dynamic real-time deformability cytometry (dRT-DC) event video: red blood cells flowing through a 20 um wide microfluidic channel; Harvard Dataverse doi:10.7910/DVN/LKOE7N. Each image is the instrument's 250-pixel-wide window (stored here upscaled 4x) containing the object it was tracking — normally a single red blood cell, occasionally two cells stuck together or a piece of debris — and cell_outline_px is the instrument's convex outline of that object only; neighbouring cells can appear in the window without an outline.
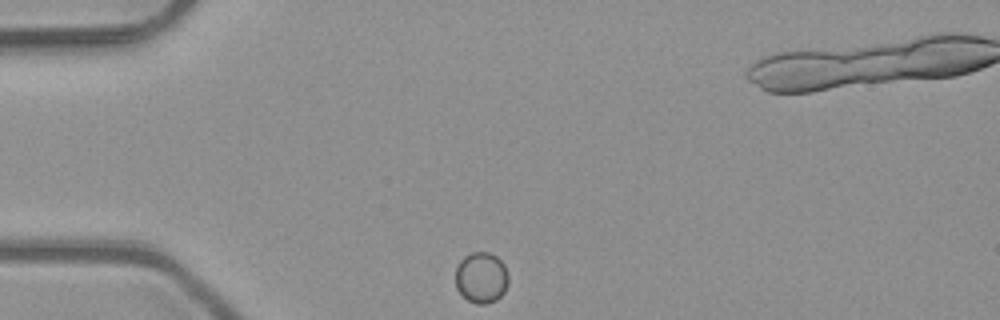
{"species": "common noctule bat (a hibernating species)", "species_latin": "Nyctalus noctula", "temperature_condition": "room temperature", "stored_images_in_passage": 38, "camera_frame_rate_fps": 3000, "um_per_image_px": 0.085, "animal": {"sex": "male", "body_mass_g": 23.1, "forearm_length_mm": 52.7}, "frame": {"image": 1, "passage_image": 1, "time_ms": 0.0, "image_size_px": [1000, 320], "cell_outline_px": [[508, 284], [504, 292], [496, 300], [488, 304], [476, 304], [468, 300], [456, 288], [456, 268], [460, 260], [464, 256], [472, 252], [488, 252], [496, 256], [504, 264], [508, 276]], "centroid_in_image_um": [40.91, 23.6], "position_along_channel_um": 44.1, "area_um2": 15.78}}
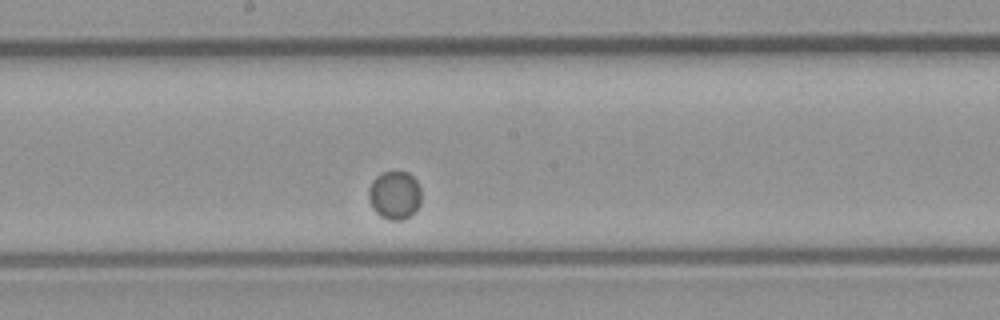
{"frame": {"image": 2, "passage_image": 17, "time_ms": 5.333, "image_size_px": [1000, 320], "cell_outline_px": [[420, 204], [408, 216], [400, 220], [388, 220], [380, 216], [372, 208], [368, 196], [368, 192], [372, 180], [376, 176], [384, 172], [408, 172], [416, 180], [420, 188]], "centroid_in_image_um": [33.52, 16.58], "position_along_channel_um": 214.7, "area_um2": 14.68}}
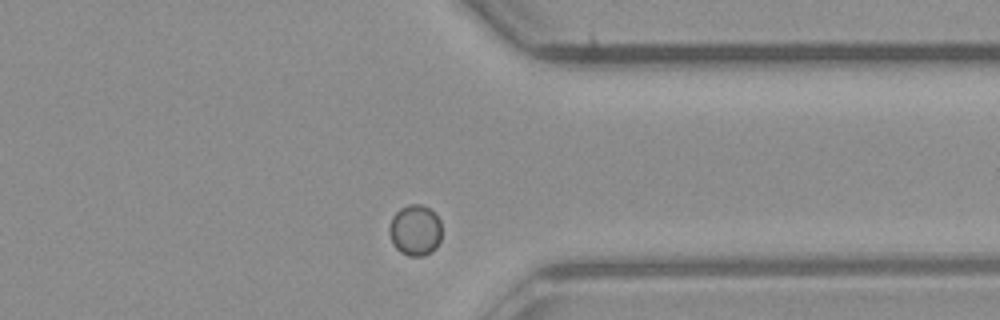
{"frame": {"image": 3, "passage_image": 30, "time_ms": 9.667, "image_size_px": [1000, 320], "cell_outline_px": [[440, 240], [436, 248], [424, 256], [408, 256], [400, 252], [392, 244], [388, 228], [392, 216], [400, 208], [408, 204], [420, 204], [428, 208], [440, 220]], "centroid_in_image_um": [35.26, 19.58], "position_along_channel_um": 376.1, "area_um2": 15.61}}